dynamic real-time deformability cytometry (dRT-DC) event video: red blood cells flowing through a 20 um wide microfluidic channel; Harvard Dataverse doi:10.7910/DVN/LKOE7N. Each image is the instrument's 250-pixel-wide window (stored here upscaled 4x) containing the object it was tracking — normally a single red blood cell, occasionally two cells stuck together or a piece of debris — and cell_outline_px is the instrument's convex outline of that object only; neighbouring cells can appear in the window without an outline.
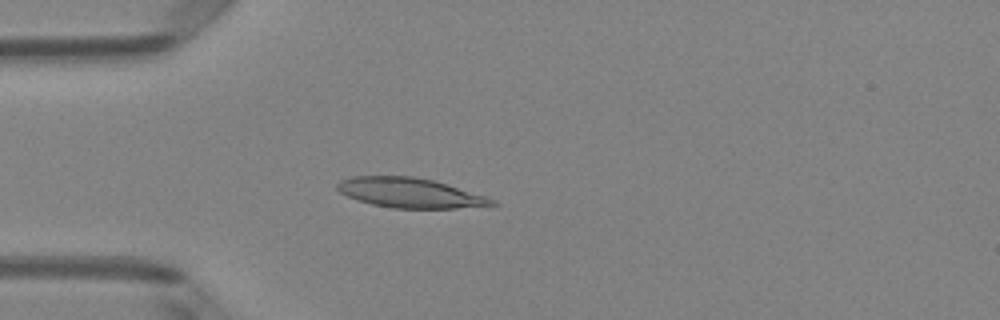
{"species": "Egyptian fruit bat (a non-hibernating species)", "species_latin": "Rousettus aegyptiacus", "temperature_condition": "room temperature", "stored_images_in_passage": 50, "camera_frame_rate_fps": 3000, "um_per_image_px": 0.085, "animal": {"sex": "female"}, "frame": {"image": 1, "passage_image": 14, "time_ms": 4.333, "image_size_px": [1000, 320], "cell_outline_px": [[500, 204], [456, 208], [392, 208], [372, 204], [356, 200], [340, 192], [336, 188], [336, 184], [340, 180], [352, 176], [412, 176], [432, 180], [448, 184], [496, 200]], "centroid_in_image_um": [34.81, 16.39], "position_along_channel_um": 50.2, "area_um2": 26.76}}
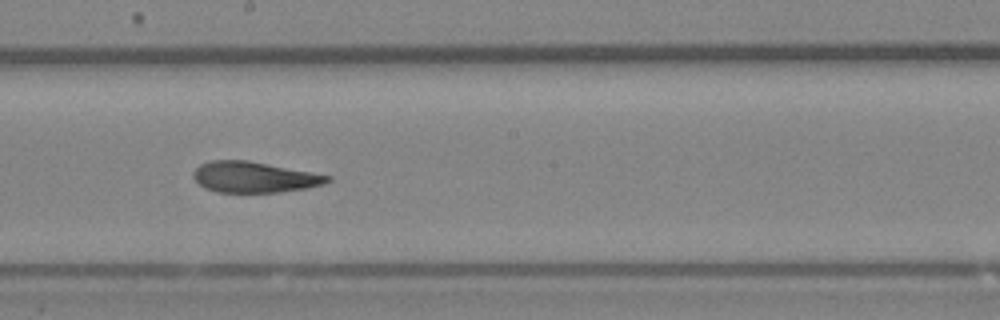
{"frame": {"image": 2, "passage_image": 28, "time_ms": 9.0, "image_size_px": [1000, 320], "cell_outline_px": [[332, 180], [324, 184], [304, 188], [280, 192], [216, 192], [204, 188], [192, 176], [192, 172], [200, 164], [212, 160], [248, 160], [332, 176]], "centroid_in_image_um": [21.59, 15.05], "position_along_channel_um": 226.6, "area_um2": 24.04}}
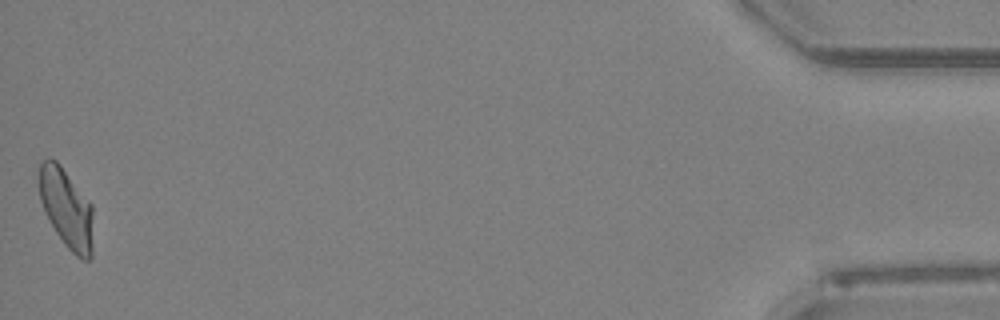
{"frame": {"image": 3, "passage_image": 50, "time_ms": 16.333, "image_size_px": [1000, 320], "cell_outline_px": [[92, 256], [88, 260], [84, 260], [76, 256], [64, 244], [56, 232], [40, 200], [36, 180], [40, 164], [48, 156], [56, 160], [60, 164], [92, 204]], "centroid_in_image_um": [5.62, 17.66], "position_along_channel_um": 429.6, "area_um2": 25.2}, "authors_computed_cell_mechanics": {"area_um2": 25.2008, "velocity_mm_per_s": 4.0394, "shape_relaxation_time_tau1_ms": 9.1064, "shape_relaxation_time_tau2_ms": 2.8891, "deformation_change_tau1": 0.2413, "deformation_change_tau2": 0.1067}}